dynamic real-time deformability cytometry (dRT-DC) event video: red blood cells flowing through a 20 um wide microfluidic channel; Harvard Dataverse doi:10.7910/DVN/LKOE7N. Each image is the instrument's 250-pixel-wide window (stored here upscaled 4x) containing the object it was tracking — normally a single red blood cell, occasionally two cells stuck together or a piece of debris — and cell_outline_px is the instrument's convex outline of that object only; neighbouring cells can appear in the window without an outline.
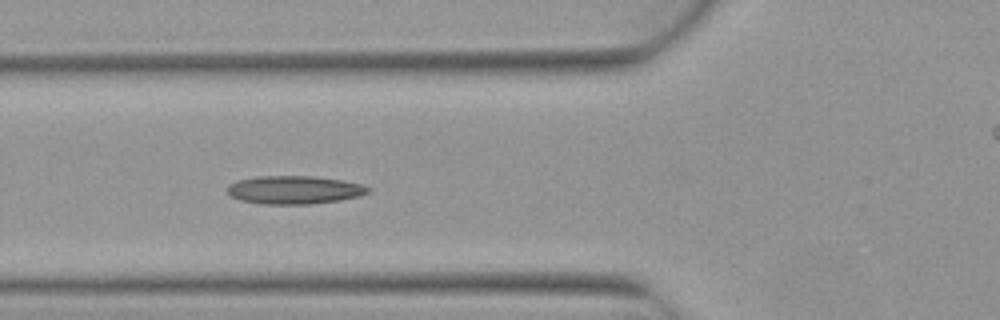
{"species": "Egyptian fruit bat (a non-hibernating species)", "species_latin": "Rousettus aegyptiacus", "temperature_condition": "warm", "stored_images_in_passage": 7, "camera_frame_rate_fps": 3000, "um_per_image_px": 0.085, "animal": {"sex": "female"}, "frame": {"image": 1, "passage_image": 4, "time_ms": 1.0, "image_size_px": [1000, 320], "cell_outline_px": [[372, 188], [368, 192], [360, 196], [340, 200], [308, 204], [260, 204], [240, 200], [228, 196], [228, 184], [240, 180], [260, 176], [312, 176], [340, 180], [360, 184]], "centroid_in_image_um": [24.99, 16.15], "position_along_channel_um": 100.8, "area_um2": 23.06}}
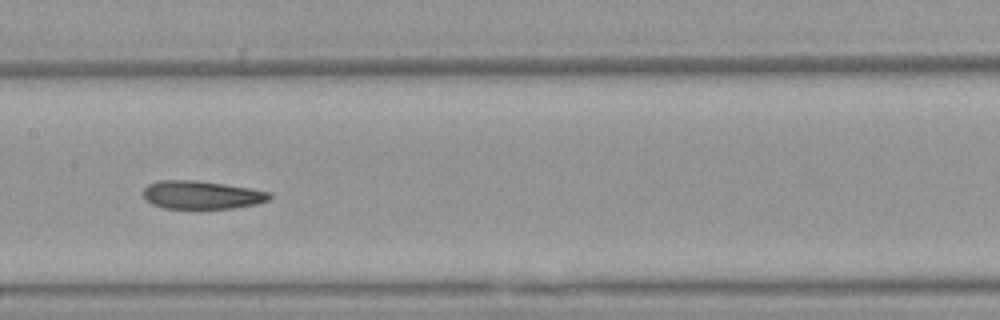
{"frame": {"image": 2, "passage_image": 6, "time_ms": 1.667, "image_size_px": [1000, 320], "cell_outline_px": [[272, 196], [268, 200], [256, 204], [232, 208], [164, 208], [152, 204], [144, 200], [144, 188], [148, 184], [160, 180], [196, 180], [224, 184], [272, 192]], "centroid_in_image_um": [17.13, 16.56], "position_along_channel_um": 190.3, "area_um2": 20.69}}
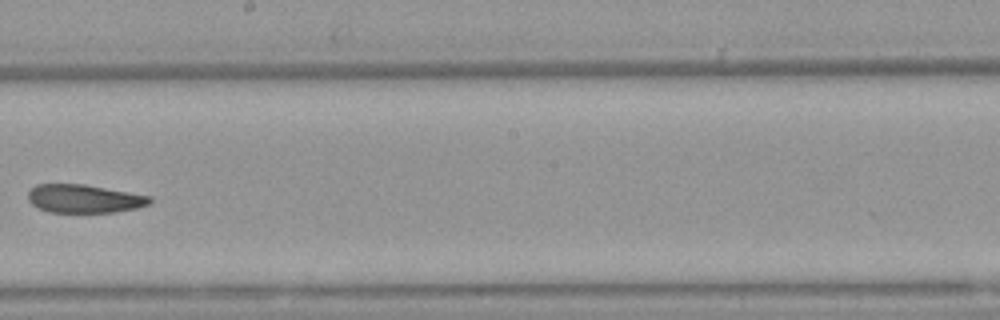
{"frame": {"image": 3, "passage_image": 7, "time_ms": 2.0, "image_size_px": [1000, 320], "cell_outline_px": [[152, 200], [148, 204], [136, 208], [112, 212], [48, 212], [32, 204], [28, 200], [28, 192], [36, 184], [84, 184], [152, 196]], "centroid_in_image_um": [7.15, 16.88], "position_along_channel_um": 241.1, "area_um2": 20.0}}